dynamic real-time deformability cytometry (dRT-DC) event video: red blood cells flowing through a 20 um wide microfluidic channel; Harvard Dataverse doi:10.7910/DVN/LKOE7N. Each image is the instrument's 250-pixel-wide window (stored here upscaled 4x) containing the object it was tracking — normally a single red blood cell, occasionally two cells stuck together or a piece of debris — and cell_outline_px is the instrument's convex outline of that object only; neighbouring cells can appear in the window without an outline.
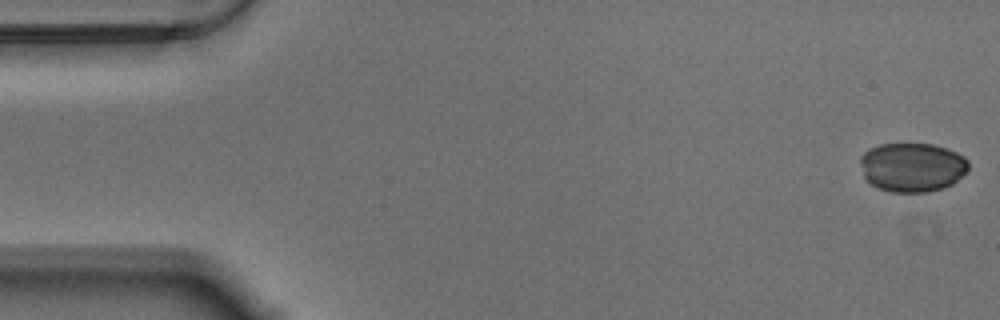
{"species": "Egyptian fruit bat (a non-hibernating species)", "species_latin": "Rousettus aegyptiacus", "temperature_condition": "warm", "stored_images_in_passage": 56, "camera_frame_rate_fps": 3000, "um_per_image_px": 0.085, "animal": {"sex": "male"}, "frame": {"image": 1, "passage_image": 1, "time_ms": 0.0, "image_size_px": [1000, 320], "cell_outline_px": [[968, 168], [952, 184], [944, 188], [928, 192], [892, 192], [880, 188], [872, 184], [864, 176], [860, 160], [860, 156], [868, 148], [880, 144], [932, 144], [948, 148], [964, 156], [968, 160]], "centroid_in_image_um": [77.54, 14.2], "position_along_channel_um": 7.5, "area_um2": 30.92}}
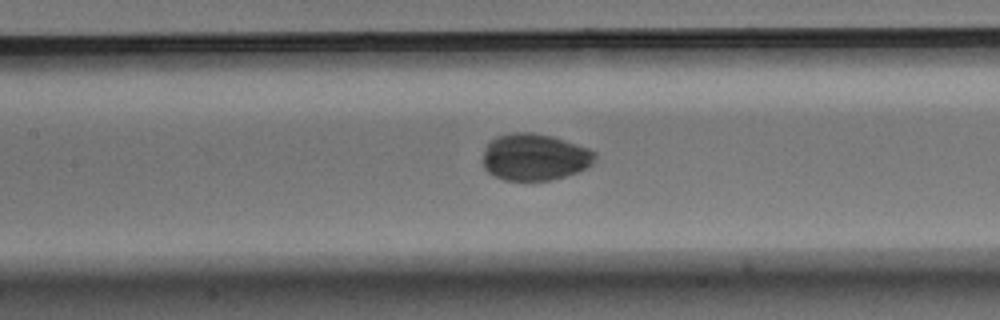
{"frame": {"image": 2, "passage_image": 25, "time_ms": 8.0, "image_size_px": [1000, 320], "cell_outline_px": [[596, 156], [592, 164], [588, 168], [552, 180], [504, 180], [488, 172], [484, 168], [484, 148], [496, 136], [512, 132], [532, 132], [552, 136], [588, 148], [596, 152]], "centroid_in_image_um": [45.45, 13.34], "position_along_channel_um": 161.9, "area_um2": 30.52}}
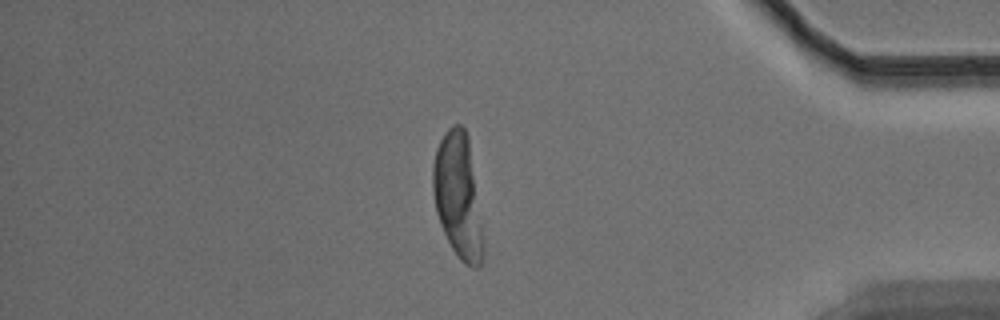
{"frame": {"image": 3, "passage_image": 48, "time_ms": 15.667, "image_size_px": [1000, 320], "cell_outline_px": [[484, 256], [480, 268], [472, 268], [464, 264], [456, 256], [440, 224], [436, 212], [432, 192], [432, 164], [436, 148], [444, 132], [452, 124], [460, 124], [464, 128], [468, 136], [484, 248]], "centroid_in_image_um": [38.9, 16.68], "position_along_channel_um": 396.3, "area_um2": 36.53}}